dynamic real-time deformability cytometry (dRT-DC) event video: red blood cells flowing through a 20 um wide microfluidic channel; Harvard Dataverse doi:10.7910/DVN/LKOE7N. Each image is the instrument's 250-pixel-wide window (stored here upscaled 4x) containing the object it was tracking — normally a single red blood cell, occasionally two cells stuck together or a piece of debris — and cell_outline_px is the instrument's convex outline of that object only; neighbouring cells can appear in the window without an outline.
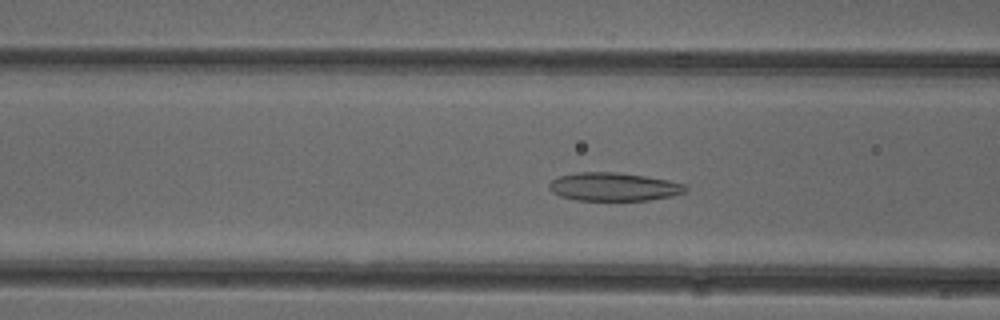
{"species": "common noctule bat (a hibernating species)", "species_latin": "Nyctalus noctula", "temperature_condition": "cold", "stored_images_in_passage": 51, "camera_frame_rate_fps": 3000, "um_per_image_px": 0.085, "animal": {"sex": "female"}, "frame": {"image": 1, "passage_image": 18, "time_ms": 5.667, "image_size_px": [1000, 320], "cell_outline_px": [[688, 192], [672, 196], [648, 200], [576, 200], [560, 196], [552, 192], [548, 188], [548, 184], [552, 180], [560, 176], [576, 172], [616, 172], [644, 176], [668, 180], [684, 184], [688, 188]], "centroid_in_image_um": [52.17, 15.88], "position_along_channel_um": 114.4, "area_um2": 22.54}}
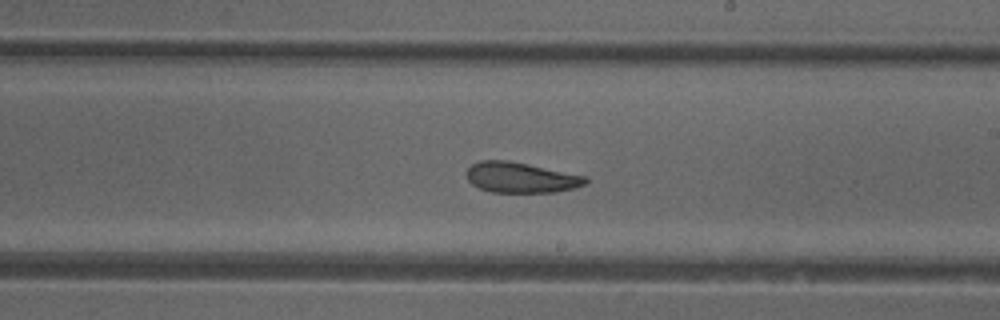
{"frame": {"image": 2, "passage_image": 28, "time_ms": 9.0, "image_size_px": [1000, 320], "cell_outline_px": [[588, 184], [576, 188], [556, 192], [492, 192], [480, 188], [472, 184], [468, 180], [468, 168], [472, 164], [480, 160], [508, 160], [588, 176]], "centroid_in_image_um": [44.34, 15.09], "position_along_channel_um": 244.7, "area_um2": 21.21}}
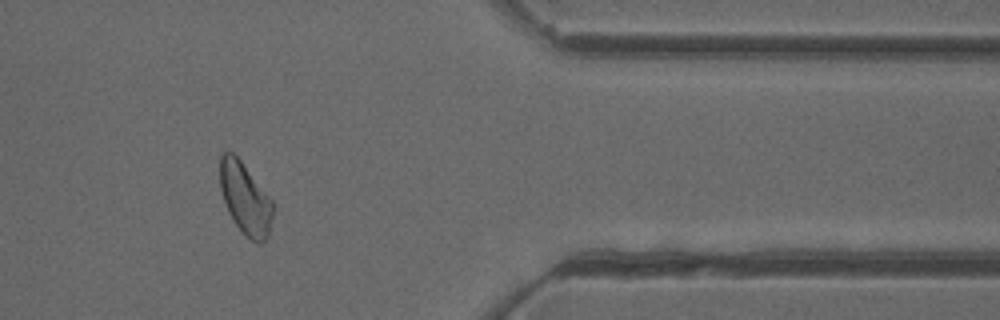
{"frame": {"image": 3, "passage_image": 41, "time_ms": 13.333, "image_size_px": [1000, 320], "cell_outline_px": [[272, 220], [268, 236], [260, 244], [252, 240], [232, 220], [228, 212], [220, 188], [220, 156], [224, 152], [232, 152], [240, 160], [272, 200]], "centroid_in_image_um": [20.83, 16.87], "position_along_channel_um": 390.6, "area_um2": 21.62}, "authors_computed_cell_mechanics": {"area_um2": 22.7732, "velocity_mm_per_s": 3.9122, "shape_relaxation_time_tau1_ms": 7.7271, "shape_relaxation_time_tau2_ms": 5.2878, "deformation_change_tau1": 0.1456, "deformation_change_tau2": 0.1248}}